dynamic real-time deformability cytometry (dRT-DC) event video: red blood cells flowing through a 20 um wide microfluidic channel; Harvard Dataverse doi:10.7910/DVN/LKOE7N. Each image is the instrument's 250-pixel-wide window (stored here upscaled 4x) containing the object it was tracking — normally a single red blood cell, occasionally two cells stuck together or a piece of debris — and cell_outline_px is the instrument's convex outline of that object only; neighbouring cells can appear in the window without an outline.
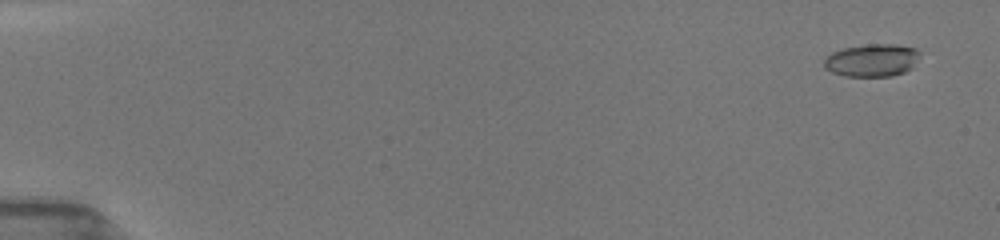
{"species": "common noctule bat (a hibernating species)", "species_latin": "Nyctalus noctula", "temperature_condition": "room temperature", "stored_images_in_passage": 19, "camera_frame_rate_fps": 3000, "um_per_image_px": 0.085, "animal": {"sex": "female", "body_mass_g": 19.5, "forearm_length_mm": 54.1}, "frame": {"image": 1, "passage_image": 3, "time_ms": 0.667, "image_size_px": [1000, 240], "cell_outline_px": [[920, 52], [912, 68], [904, 72], [892, 76], [844, 76], [832, 72], [824, 68], [824, 60], [832, 52], [844, 48], [868, 44], [892, 44], [916, 48]], "centroid_in_image_um": [74.11, 5.12], "position_along_channel_um": 10.9, "area_um2": 18.15}}
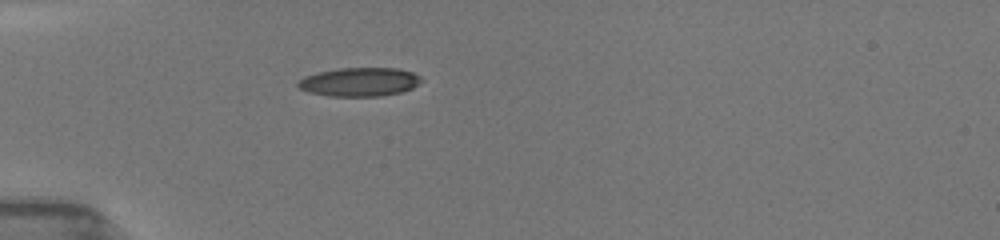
{"frame": {"image": 2, "passage_image": 17, "time_ms": 5.333, "image_size_px": [1000, 240], "cell_outline_px": [[424, 80], [412, 88], [400, 92], [380, 96], [328, 96], [308, 92], [296, 88], [296, 84], [304, 76], [316, 72], [336, 68], [400, 68], [412, 72], [420, 76]], "centroid_in_image_um": [30.53, 6.96], "position_along_channel_um": 54.5, "area_um2": 20.92}}
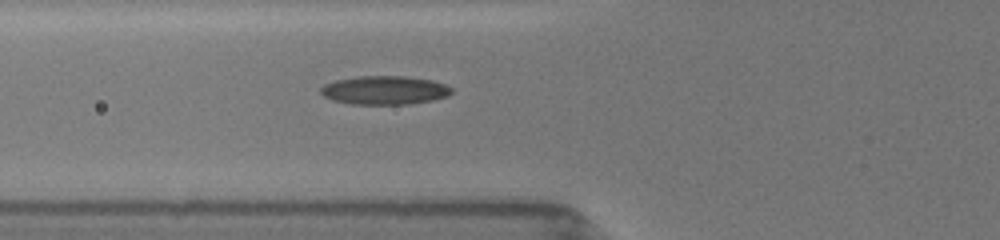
{"frame": {"image": 3, "passage_image": 19, "time_ms": 6.667, "image_size_px": [1000, 240], "cell_outline_px": [[452, 92], [448, 96], [432, 100], [408, 104], [352, 104], [332, 100], [324, 96], [320, 92], [320, 88], [324, 84], [336, 80], [360, 76], [404, 76], [432, 80], [444, 84], [452, 88]], "centroid_in_image_um": [32.68, 7.67], "position_along_channel_um": 93.1, "area_um2": 21.79}}